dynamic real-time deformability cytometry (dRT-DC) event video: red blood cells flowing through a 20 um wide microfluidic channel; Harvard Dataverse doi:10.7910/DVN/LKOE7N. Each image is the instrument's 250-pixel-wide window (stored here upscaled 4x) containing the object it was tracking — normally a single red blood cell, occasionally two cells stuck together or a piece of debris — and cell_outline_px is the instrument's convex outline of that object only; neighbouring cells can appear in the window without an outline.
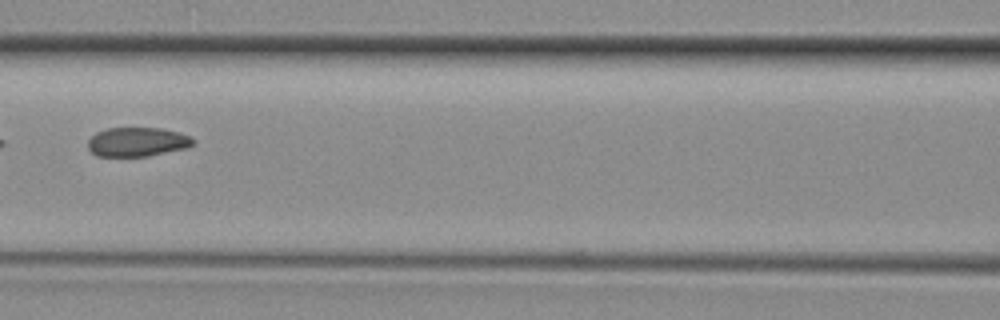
{"species": "common noctule bat (a hibernating species)", "species_latin": "Nyctalus noctula", "temperature_condition": "room temperature", "stored_images_in_passage": 38, "camera_frame_rate_fps": 3000, "um_per_image_px": 0.085, "animal": {"sex": "female", "body_mass_g": 29.2, "forearm_length_mm": 56.3}, "frame": {"image": 1, "passage_image": 17, "time_ms": 5.333, "image_size_px": [1000, 320], "cell_outline_px": [[196, 144], [188, 148], [148, 156], [96, 156], [88, 148], [88, 140], [96, 132], [108, 128], [160, 128], [180, 132], [192, 136], [196, 140]], "centroid_in_image_um": [11.73, 12.06], "position_along_channel_um": 154.9, "area_um2": 18.15}}